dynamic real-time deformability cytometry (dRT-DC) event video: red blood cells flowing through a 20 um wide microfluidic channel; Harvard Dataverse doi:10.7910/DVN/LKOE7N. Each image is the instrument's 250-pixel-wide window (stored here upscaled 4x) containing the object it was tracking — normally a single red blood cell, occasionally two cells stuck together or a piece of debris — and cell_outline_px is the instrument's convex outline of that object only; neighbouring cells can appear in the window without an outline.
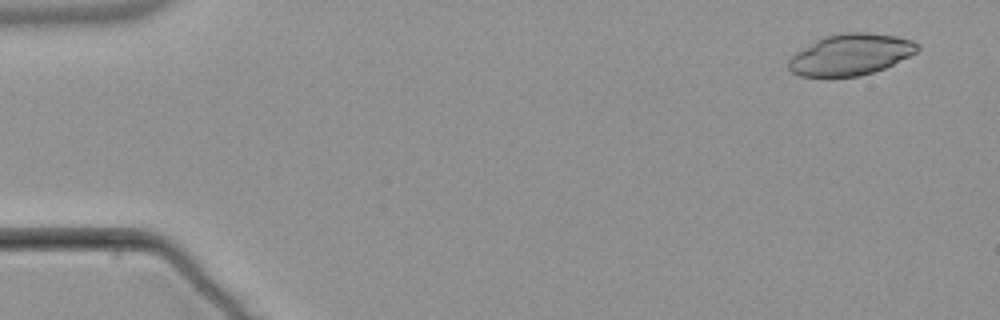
{"species": "common noctule bat (a hibernating species)", "species_latin": "Nyctalus noctula", "temperature_condition": "warm", "stored_images_in_passage": 4, "camera_frame_rate_fps": 3000, "um_per_image_px": 0.085, "animal": {"sex": "male", "body_mass_g": 21.5, "forearm_length_mm": 52.0}, "frame": {"image": 1, "passage_image": 1, "time_ms": 0.0, "image_size_px": [1000, 320], "cell_outline_px": [[920, 48], [916, 52], [884, 68], [860, 76], [800, 76], [792, 72], [788, 68], [788, 60], [796, 52], [816, 40], [824, 36], [840, 32], [868, 32], [896, 36], [912, 40], [920, 44]], "centroid_in_image_um": [72.3, 4.62], "position_along_channel_um": 12.7, "area_um2": 30.87}}